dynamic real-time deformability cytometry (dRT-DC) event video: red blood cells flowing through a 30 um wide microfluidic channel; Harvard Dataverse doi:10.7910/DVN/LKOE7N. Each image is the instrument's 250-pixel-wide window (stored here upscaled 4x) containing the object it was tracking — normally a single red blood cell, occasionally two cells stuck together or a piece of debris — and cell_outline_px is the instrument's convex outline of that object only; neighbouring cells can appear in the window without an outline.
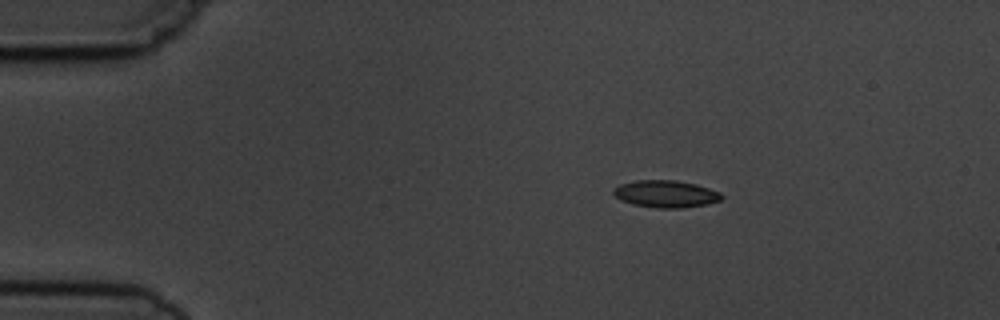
{"species": "common noctule bat (a hibernating species)", "species_latin": "Nyctalus noctula", "temperature_condition": "cold", "stored_images_in_passage": 3, "camera_frame_rate_fps": 3000, "um_per_image_px": 0.085, "animal": {"sex": "male", "body_mass_g": 19.5, "forearm_length_mm": 54.6}, "frame": {"image": 1, "passage_image": 1, "time_ms": 0.0, "image_size_px": [1000, 320], "cell_outline_px": [[724, 196], [720, 200], [708, 204], [680, 208], [656, 208], [632, 204], [620, 200], [612, 192], [612, 188], [620, 184], [636, 180], [676, 180], [696, 184], [720, 192]], "centroid_in_image_um": [56.57, 16.48], "position_along_channel_um": 28.4, "area_um2": 17.22}}
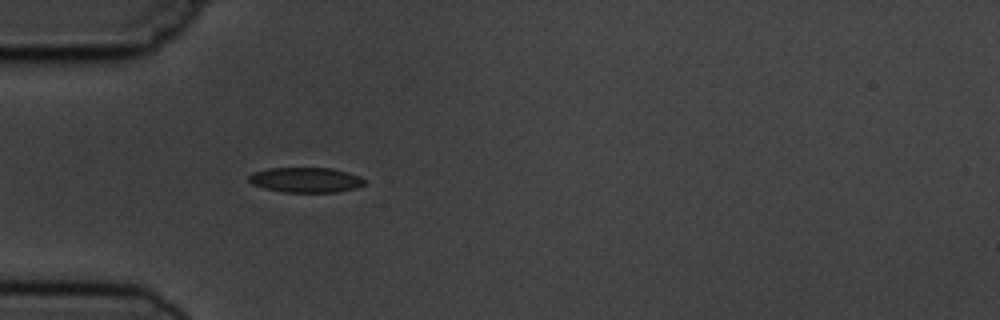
{"frame": {"image": 2, "passage_image": 3, "time_ms": 2.333, "image_size_px": [1000, 320], "cell_outline_px": [[368, 180], [364, 184], [356, 188], [336, 192], [284, 192], [264, 188], [252, 184], [248, 180], [248, 176], [252, 172], [268, 168], [332, 168], [360, 176]], "centroid_in_image_um": [25.99, 15.29], "position_along_channel_um": 59.0, "area_um2": 16.99}}